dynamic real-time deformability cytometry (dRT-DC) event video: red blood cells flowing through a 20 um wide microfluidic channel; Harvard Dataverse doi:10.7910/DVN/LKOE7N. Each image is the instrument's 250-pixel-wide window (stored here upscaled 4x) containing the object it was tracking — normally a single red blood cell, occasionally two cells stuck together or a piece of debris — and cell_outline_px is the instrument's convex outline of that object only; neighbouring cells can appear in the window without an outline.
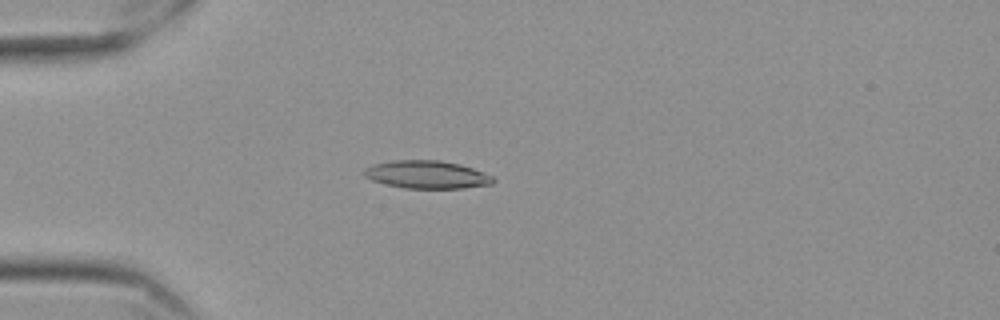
{"species": "Egyptian fruit bat (a non-hibernating species)", "species_latin": "Rousettus aegyptiacus", "temperature_condition": "cold", "stored_images_in_passage": 57, "camera_frame_rate_fps": 3000, "um_per_image_px": 0.085, "frame": {"image": 1, "passage_image": 15, "time_ms": 4.667, "image_size_px": [1000, 320], "cell_outline_px": [[496, 180], [492, 184], [464, 188], [404, 188], [372, 180], [364, 176], [364, 168], [372, 164], [392, 160], [440, 160], [460, 164], [484, 172], [492, 176]], "centroid_in_image_um": [36.29, 14.83], "position_along_channel_um": 48.7, "area_um2": 20.98}}
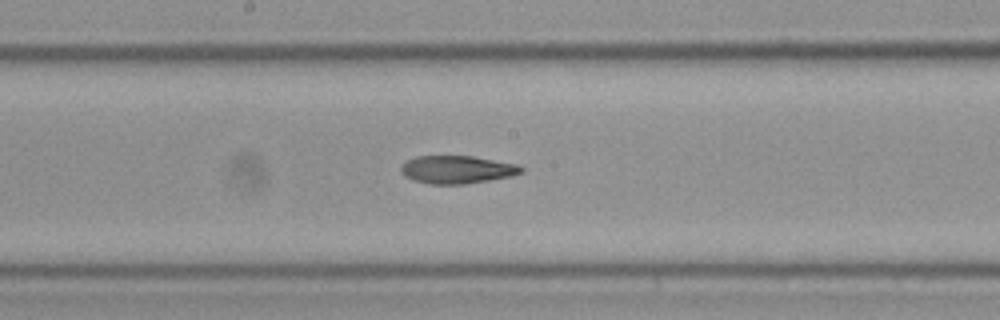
{"frame": {"image": 2, "passage_image": 30, "time_ms": 9.667, "image_size_px": [1000, 320], "cell_outline_px": [[524, 172], [512, 176], [464, 184], [428, 184], [412, 180], [404, 176], [400, 172], [400, 168], [408, 160], [416, 156], [472, 156], [516, 164], [524, 168]], "centroid_in_image_um": [38.83, 14.42], "position_along_channel_um": 209.4, "area_um2": 19.54}}
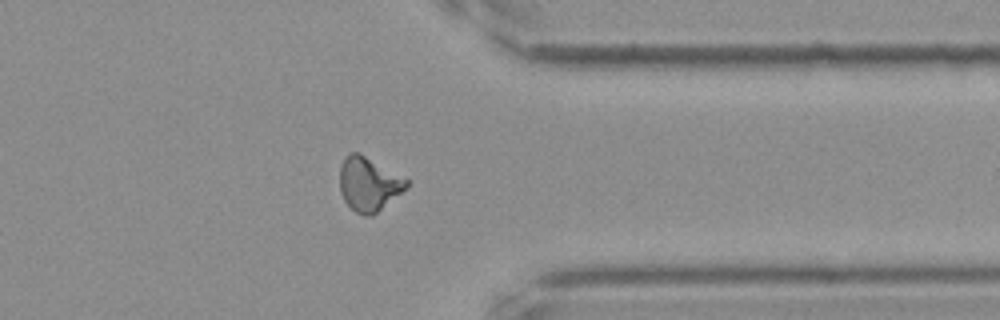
{"frame": {"image": 3, "passage_image": 45, "time_ms": 14.667, "image_size_px": [1000, 320], "cell_outline_px": [[408, 184], [400, 192], [372, 216], [364, 216], [356, 212], [344, 200], [340, 192], [340, 164], [348, 152], [360, 152], [408, 180]], "centroid_in_image_um": [31.28, 15.61], "position_along_channel_um": 380.1, "area_um2": 20.63}, "authors_computed_cell_mechanics": {"area_um2": 19.9988, "velocity_mm_per_s": 3.5333, "shape_relaxation_time_tau1_ms": null, "shape_relaxation_time_tau2_ms": 5.6209, "deformation_change_tau1": null, "deformation_change_tau2": 0.1393}}